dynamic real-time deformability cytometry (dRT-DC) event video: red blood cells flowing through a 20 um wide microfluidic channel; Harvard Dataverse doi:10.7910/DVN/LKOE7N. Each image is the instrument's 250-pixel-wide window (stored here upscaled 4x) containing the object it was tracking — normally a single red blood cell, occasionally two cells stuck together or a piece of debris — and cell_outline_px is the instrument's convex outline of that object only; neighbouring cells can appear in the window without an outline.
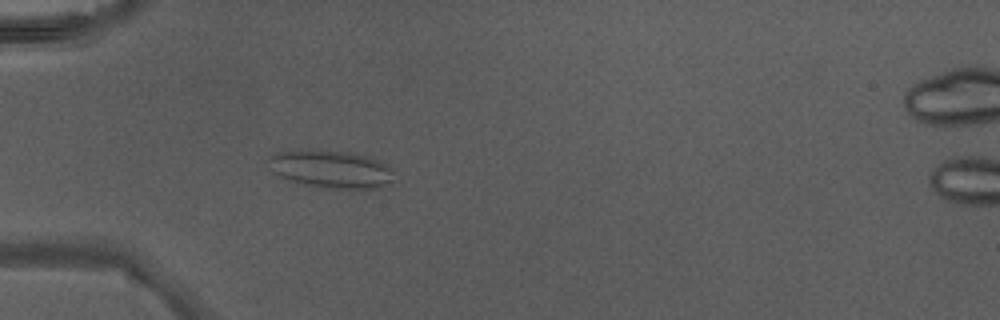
{"species": "Egyptian fruit bat (a non-hibernating species)", "species_latin": "Rousettus aegyptiacus", "temperature_condition": "warm", "stored_images_in_passage": 47, "camera_frame_rate_fps": 3000, "um_per_image_px": 0.085, "animal": {"sex": "male"}, "frame": {"image": 1, "passage_image": 15, "time_ms": 4.667, "image_size_px": [1000, 320], "cell_outline_px": [[396, 180], [376, 188], [328, 188], [308, 184], [292, 180], [280, 176], [272, 172], [264, 160], [272, 152], [352, 152], [368, 156], [380, 160], [388, 164], [392, 168]], "centroid_in_image_um": [28.18, 14.38], "position_along_channel_um": 56.8, "area_um2": 27.22}}
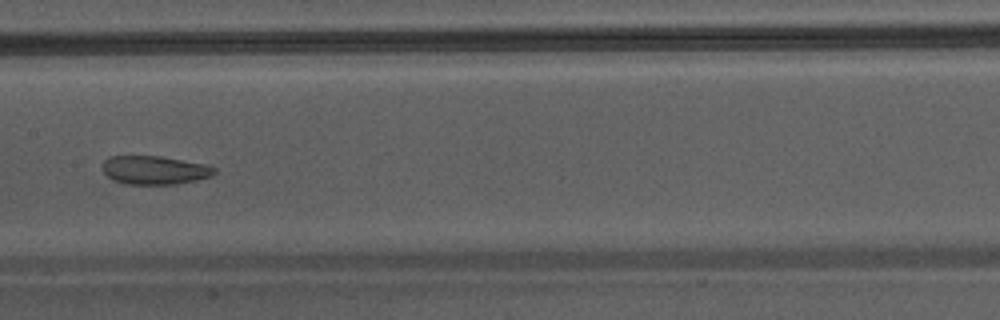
{"frame": {"image": 2, "passage_image": 25, "time_ms": 8.0, "image_size_px": [1000, 320], "cell_outline_px": [[216, 172], [212, 176], [196, 180], [176, 184], [124, 184], [112, 180], [104, 172], [104, 160], [112, 156], [160, 156], [208, 164], [216, 168]], "centroid_in_image_um": [13.18, 14.46], "position_along_channel_um": 194.2, "area_um2": 18.67}}
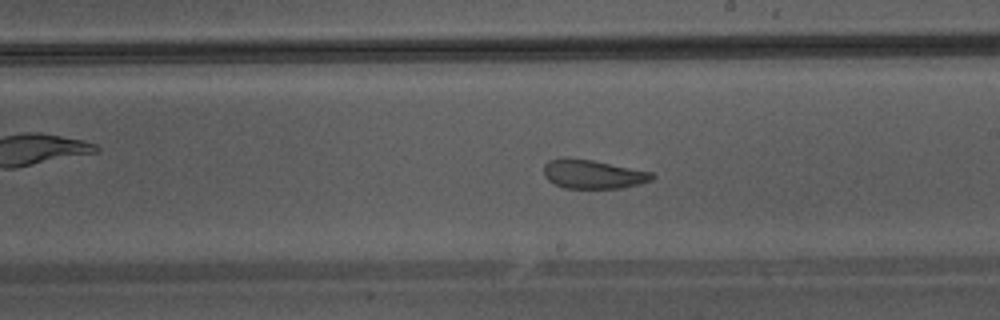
{"frame": {"image": 3, "passage_image": 28, "time_ms": 9.0, "image_size_px": [1000, 320], "cell_outline_px": [[656, 176], [652, 180], [620, 188], [564, 188], [548, 180], [544, 176], [544, 164], [548, 160], [592, 160], [652, 172]], "centroid_in_image_um": [50.43, 14.83], "position_along_channel_um": 238.6, "area_um2": 17.63}}